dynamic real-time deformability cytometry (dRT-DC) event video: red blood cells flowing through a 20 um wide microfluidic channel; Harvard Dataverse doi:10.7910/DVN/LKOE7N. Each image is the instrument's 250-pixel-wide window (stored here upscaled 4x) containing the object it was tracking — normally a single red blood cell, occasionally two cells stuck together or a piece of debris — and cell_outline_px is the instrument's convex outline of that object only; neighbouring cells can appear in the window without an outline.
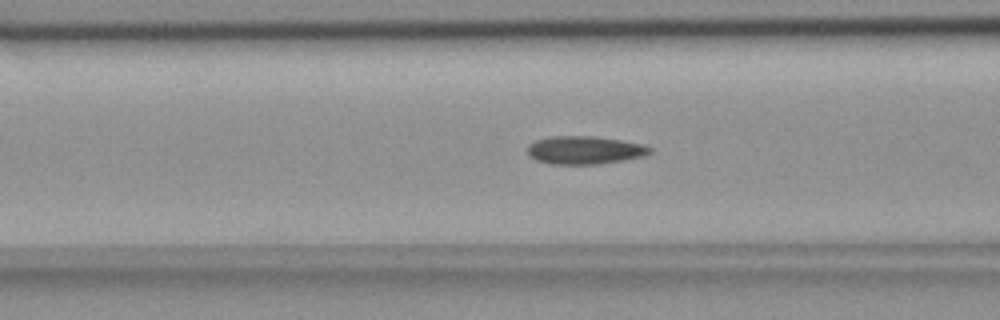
{"species": "common noctule bat (a hibernating species)", "species_latin": "Nyctalus noctula", "temperature_condition": "room temperature", "stored_images_in_passage": 54, "camera_frame_rate_fps": 3000, "um_per_image_px": 0.085, "animal": {"sex": "female", "body_mass_g": 18.4}, "frame": {"image": 1, "passage_image": 20, "time_ms": 6.333, "image_size_px": [1000, 320], "cell_outline_px": [[652, 152], [644, 156], [624, 160], [600, 164], [552, 164], [536, 160], [528, 156], [528, 144], [536, 140], [552, 136], [592, 136], [620, 140], [644, 144], [652, 148]], "centroid_in_image_um": [49.7, 12.76], "position_along_channel_um": 116.9, "area_um2": 20.11}}
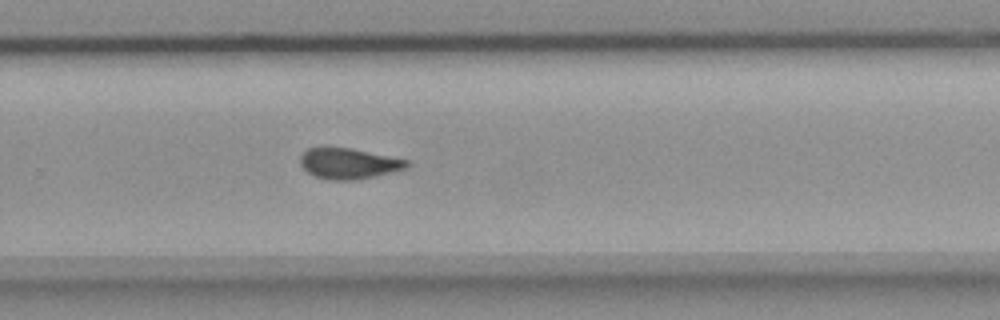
{"frame": {"image": 2, "passage_image": 35, "time_ms": 11.333, "image_size_px": [1000, 320], "cell_outline_px": [[408, 168], [356, 180], [328, 180], [316, 176], [308, 172], [300, 164], [300, 156], [308, 148], [352, 148], [408, 160]], "centroid_in_image_um": [29.63, 13.9], "position_along_channel_um": 300.2, "area_um2": 18.84}}
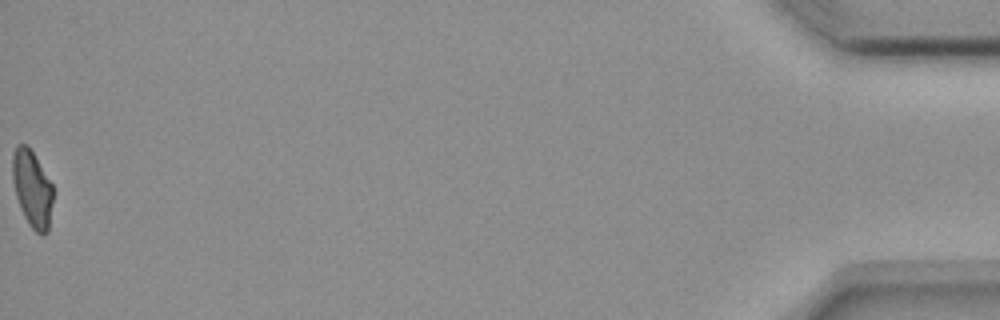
{"frame": {"image": 3, "passage_image": 54, "time_ms": 17.667, "image_size_px": [1000, 320], "cell_outline_px": [[52, 200], [48, 232], [44, 236], [40, 236], [28, 224], [20, 208], [16, 196], [12, 180], [12, 152], [16, 144], [28, 144], [52, 184]], "centroid_in_image_um": [2.71, 16.03], "position_along_channel_um": 432.5, "area_um2": 18.32}, "authors_computed_cell_mechanics": {"area_um2": 19.3919, "velocity_mm_per_s": 3.6818, "shape_relaxation_time_tau1_ms": null, "shape_relaxation_time_tau2_ms": 3.1253, "deformation_change_tau1": null, "deformation_change_tau2": 0.1025}}